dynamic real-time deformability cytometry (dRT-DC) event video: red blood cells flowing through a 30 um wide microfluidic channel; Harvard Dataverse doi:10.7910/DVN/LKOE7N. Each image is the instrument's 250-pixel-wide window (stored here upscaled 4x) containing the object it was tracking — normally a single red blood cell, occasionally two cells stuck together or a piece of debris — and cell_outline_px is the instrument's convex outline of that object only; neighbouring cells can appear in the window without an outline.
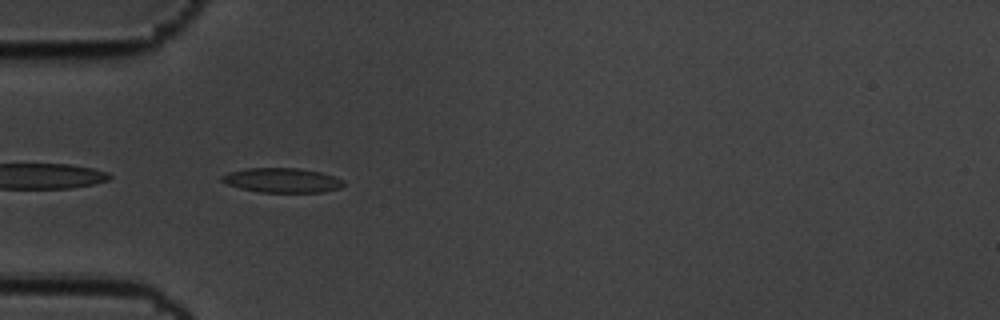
{"species": "common noctule bat (a hibernating species)", "species_latin": "Nyctalus noctula", "temperature_condition": "cold", "stored_images_in_passage": 41, "camera_frame_rate_fps": 3000, "um_per_image_px": 0.085, "animal": {"sex": "male", "body_mass_g": 19.5, "forearm_length_mm": 54.6}, "frame": {"image": 1, "passage_image": 1, "time_ms": 0.0, "image_size_px": [1000, 320], "cell_outline_px": [[344, 184], [340, 188], [320, 192], [260, 192], [240, 188], [228, 184], [220, 180], [220, 176], [228, 172], [248, 168], [300, 168], [320, 172], [344, 180]], "centroid_in_image_um": [23.95, 15.32], "position_along_channel_um": 61.0, "area_um2": 17.34}}
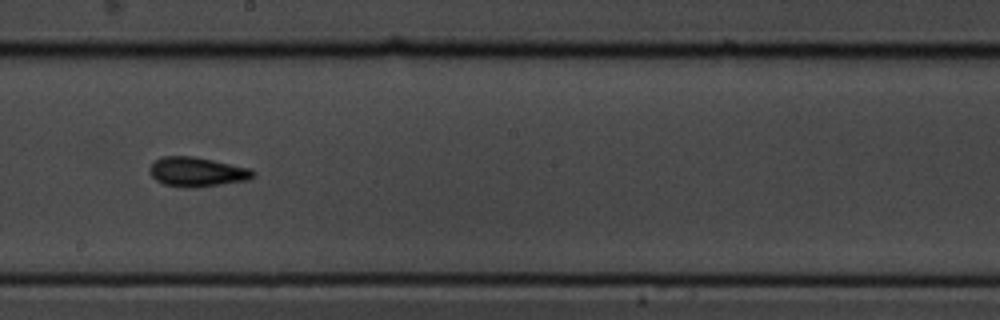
{"frame": {"image": 2, "passage_image": 16, "time_ms": 5.0, "image_size_px": [1000, 320], "cell_outline_px": [[256, 176], [248, 180], [220, 184], [188, 188], [164, 184], [156, 180], [152, 176], [148, 168], [160, 156], [192, 156], [252, 168], [256, 172]], "centroid_in_image_um": [16.77, 14.6], "position_along_channel_um": 231.4, "area_um2": 17.74}}
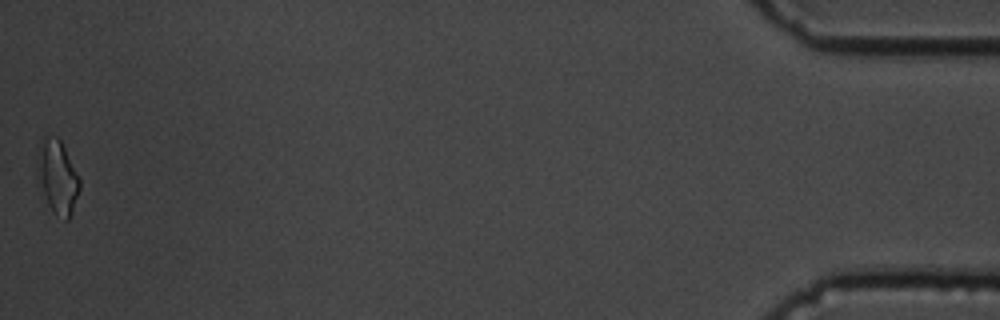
{"frame": {"image": 3, "passage_image": 41, "time_ms": 13.333, "image_size_px": [1000, 320], "cell_outline_px": [[80, 188], [72, 212], [68, 220], [64, 220], [52, 212], [36, 180], [36, 176], [44, 136], [56, 136], [60, 140], [80, 180]], "centroid_in_image_um": [4.89, 15.12], "position_along_channel_um": 430.3, "area_um2": 17.63}, "authors_computed_cell_mechanics": {"area_um2": 16.5308, "velocity_mm_per_s": 3.4722, "shape_relaxation_time_tau1_ms": 4.7078, "shape_relaxation_time_tau2_ms": 4.2268, "deformation_change_tau1": 0.1258, "deformation_change_tau2": 0.1105}}